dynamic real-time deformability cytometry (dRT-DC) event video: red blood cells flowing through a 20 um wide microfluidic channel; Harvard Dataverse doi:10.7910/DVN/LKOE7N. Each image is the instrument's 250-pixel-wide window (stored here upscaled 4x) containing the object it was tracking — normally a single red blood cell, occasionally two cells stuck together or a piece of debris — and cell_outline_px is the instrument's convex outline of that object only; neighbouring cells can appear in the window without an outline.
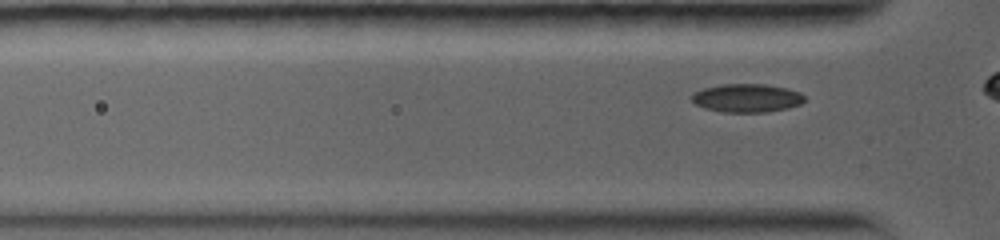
{"species": "common noctule bat (a hibernating species)", "species_latin": "Nyctalus noctula", "temperature_condition": "warm", "stored_images_in_passage": 55, "camera_frame_rate_fps": 5000, "um_per_image_px": 0.085, "animal": {"sex": "female", "body_mass_g": 19.0, "forearm_length_mm": 56.7}, "frame": {"image": 1, "passage_image": 6, "time_ms": 1.0, "image_size_px": [1000, 240], "cell_outline_px": [[804, 100], [800, 104], [788, 108], [768, 112], [724, 112], [704, 108], [696, 104], [692, 100], [692, 92], [704, 88], [720, 84], [764, 84], [784, 88], [800, 92], [804, 96]], "centroid_in_image_um": [63.46, 8.33], "position_along_channel_um": 62.3, "area_um2": 18.61}}
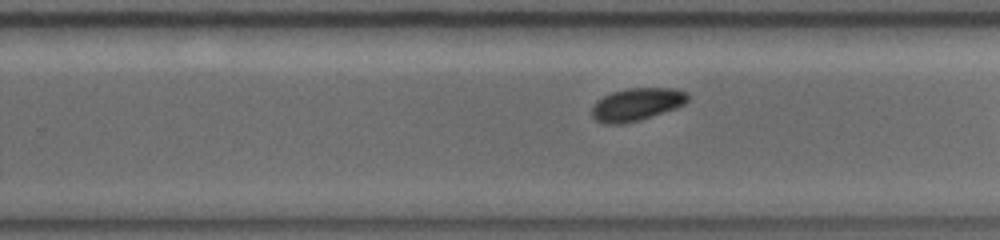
{"frame": {"image": 2, "passage_image": 34, "time_ms": 6.6, "image_size_px": [1000, 240], "cell_outline_px": [[688, 100], [684, 104], [676, 108], [640, 120], [624, 124], [604, 124], [596, 120], [592, 116], [592, 108], [596, 100], [612, 92], [628, 88], [676, 88], [688, 92]], "centroid_in_image_um": [54.12, 8.87], "position_along_channel_um": 275.7, "area_um2": 18.38}}
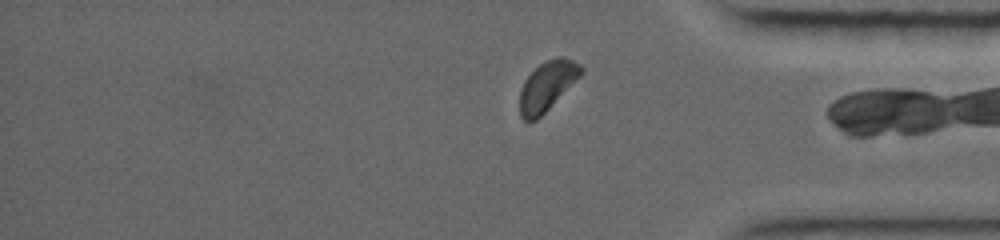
{"frame": {"image": 3, "passage_image": 50, "time_ms": 9.8, "image_size_px": [1000, 240], "cell_outline_px": [[584, 72], [536, 120], [528, 124], [520, 116], [520, 88], [524, 80], [540, 64], [548, 60], [560, 56], [564, 56], [580, 64], [584, 68]], "centroid_in_image_um": [46.49, 7.31], "position_along_channel_um": 388.7, "area_um2": 17.46}, "authors_computed_cell_mechanics": {"area_um2": 18.2648, "velocity_mm_per_s": 3.8135, "shape_relaxation_time_tau1_ms": 1.9923, "shape_relaxation_time_tau2_ms": null, "deformation_change_tau1": 0.0779, "deformation_change_tau2": null}}